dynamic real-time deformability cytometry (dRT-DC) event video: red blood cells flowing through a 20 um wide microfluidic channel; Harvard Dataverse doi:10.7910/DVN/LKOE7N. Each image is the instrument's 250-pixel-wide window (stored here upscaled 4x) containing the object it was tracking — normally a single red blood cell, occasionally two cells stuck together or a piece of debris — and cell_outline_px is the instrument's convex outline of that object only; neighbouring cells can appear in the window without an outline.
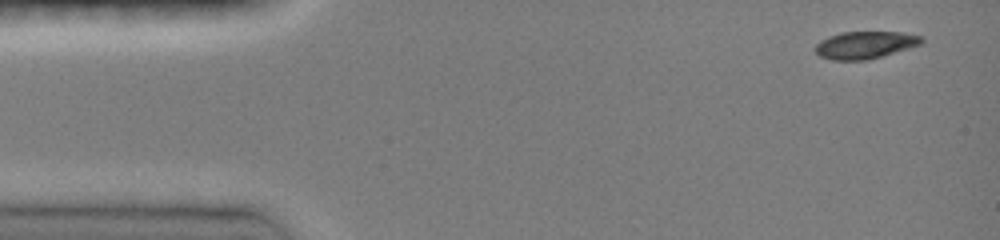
{"species": "common noctule bat (a hibernating species)", "species_latin": "Nyctalus noctula", "temperature_condition": "room temperature", "stored_images_in_passage": 10, "camera_frame_rate_fps": 3000, "um_per_image_px": 0.085, "animal": {"sex": "female", "body_mass_g": 19.0, "forearm_length_mm": 51.5}, "frame": {"image": 1, "passage_image": 1, "time_ms": 0.0, "image_size_px": [1000, 240], "cell_outline_px": [[924, 40], [920, 44], [908, 48], [868, 60], [832, 60], [820, 56], [816, 52], [816, 44], [820, 40], [828, 36], [840, 32], [900, 32], [920, 36]], "centroid_in_image_um": [73.49, 3.82], "position_along_channel_um": 11.5, "area_um2": 16.76}}
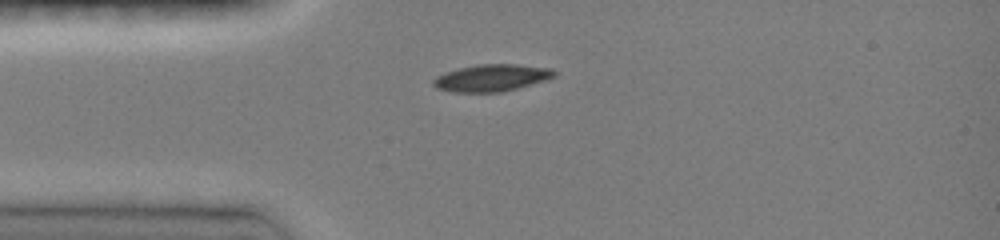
{"frame": {"image": 2, "passage_image": 5, "time_ms": 3.0, "image_size_px": [1000, 240], "cell_outline_px": [[556, 76], [544, 80], [516, 88], [500, 92], [452, 92], [436, 88], [432, 84], [432, 80], [436, 76], [444, 72], [476, 64], [516, 64], [552, 68], [556, 72]], "centroid_in_image_um": [41.75, 6.61], "position_along_channel_um": 43.3, "area_um2": 19.02}}